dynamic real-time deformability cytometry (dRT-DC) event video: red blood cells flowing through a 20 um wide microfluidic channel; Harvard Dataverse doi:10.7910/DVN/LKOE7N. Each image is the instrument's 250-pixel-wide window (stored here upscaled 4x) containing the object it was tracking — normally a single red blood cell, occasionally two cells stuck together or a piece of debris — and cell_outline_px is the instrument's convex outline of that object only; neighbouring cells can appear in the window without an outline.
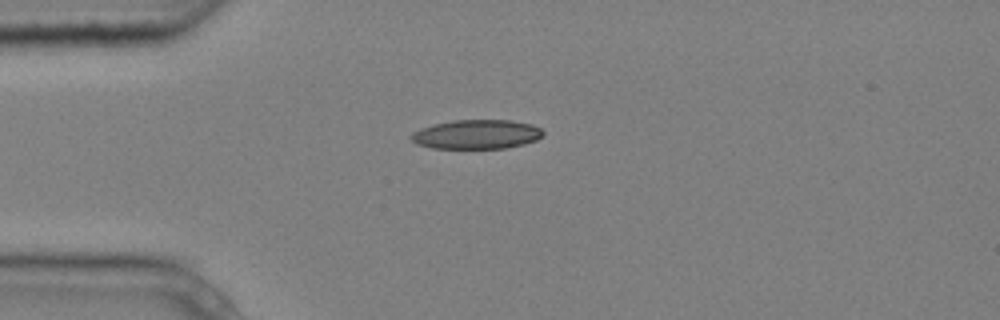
{"species": "common noctule bat (a hibernating species)", "species_latin": "Nyctalus noctula", "temperature_condition": "cold", "stored_images_in_passage": 3, "camera_frame_rate_fps": 3000, "um_per_image_px": 0.085, "animal": {"sex": "male", "body_mass_g": 20.4}, "frame": {"image": 1, "passage_image": 1, "time_ms": 0.0, "image_size_px": [1000, 320], "cell_outline_px": [[544, 136], [536, 140], [524, 144], [504, 148], [432, 148], [416, 144], [408, 136], [412, 132], [420, 128], [452, 120], [512, 120], [532, 124], [540, 128], [544, 132]], "centroid_in_image_um": [40.51, 11.41], "position_along_channel_um": 44.5, "area_um2": 22.6}}
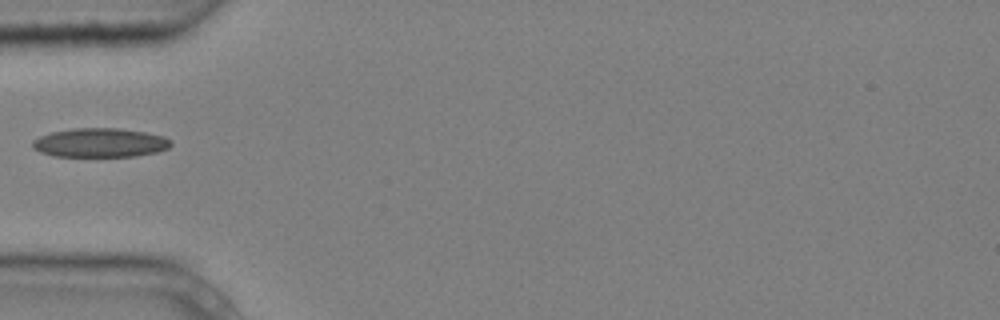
{"frame": {"image": 2, "passage_image": 2, "time_ms": 0.333, "image_size_px": [1000, 320], "cell_outline_px": [[172, 144], [168, 148], [156, 152], [136, 156], [52, 156], [40, 152], [32, 148], [32, 140], [40, 136], [52, 132], [72, 128], [120, 128], [144, 132], [164, 136], [172, 140]], "centroid_in_image_um": [8.5, 12.13], "position_along_channel_um": 76.5, "area_um2": 23.52}}
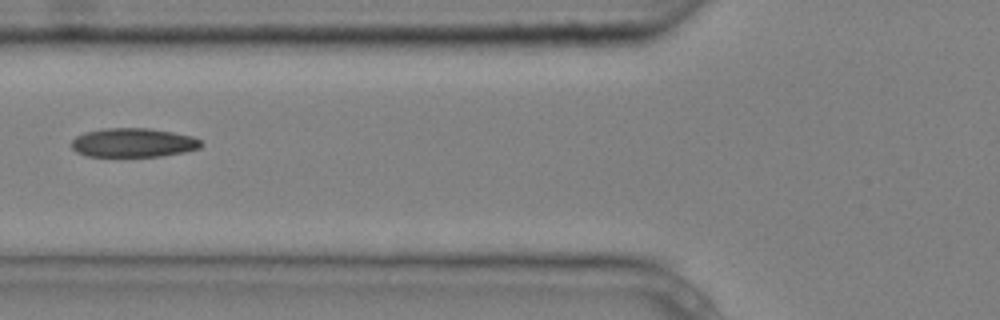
{"frame": {"image": 3, "passage_image": 3, "time_ms": 0.667, "image_size_px": [1000, 320], "cell_outline_px": [[204, 144], [200, 148], [184, 152], [160, 156], [84, 156], [76, 152], [72, 148], [72, 140], [76, 136], [84, 132], [104, 128], [148, 128], [172, 132], [192, 136], [200, 140]], "centroid_in_image_um": [11.32, 12.12], "position_along_channel_um": 114.5, "area_um2": 21.96}}